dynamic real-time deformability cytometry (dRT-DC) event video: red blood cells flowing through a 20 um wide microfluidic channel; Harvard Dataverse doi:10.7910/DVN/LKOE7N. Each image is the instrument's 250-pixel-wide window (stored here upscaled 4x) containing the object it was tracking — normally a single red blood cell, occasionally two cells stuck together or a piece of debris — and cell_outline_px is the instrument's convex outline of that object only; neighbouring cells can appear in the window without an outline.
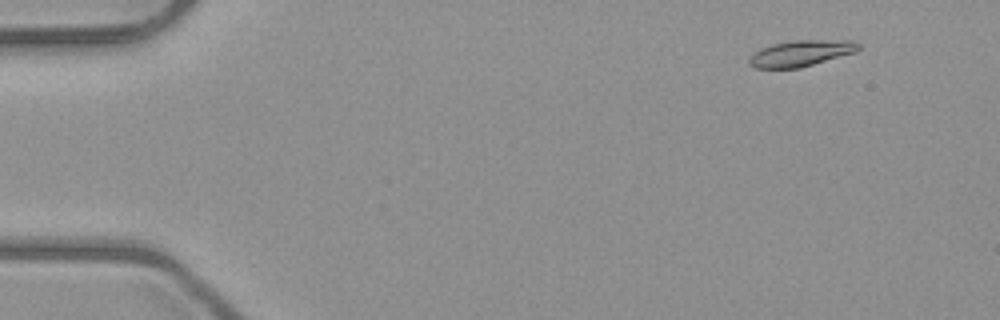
{"species": "common noctule bat (a hibernating species)", "species_latin": "Nyctalus noctula", "temperature_condition": "room temperature", "stored_images_in_passage": 6, "camera_frame_rate_fps": 3000, "um_per_image_px": 0.085, "animal": {"sex": "male", "body_mass_g": 23.1, "forearm_length_mm": 52.7}, "frame": {"image": 1, "passage_image": 2, "time_ms": 1.333, "image_size_px": [1000, 320], "cell_outline_px": [[860, 48], [856, 52], [800, 68], [756, 68], [748, 64], [748, 60], [760, 48], [772, 44], [796, 40], [856, 40], [860, 44]], "centroid_in_image_um": [68.12, 4.52], "position_along_channel_um": 16.9, "area_um2": 16.65}}
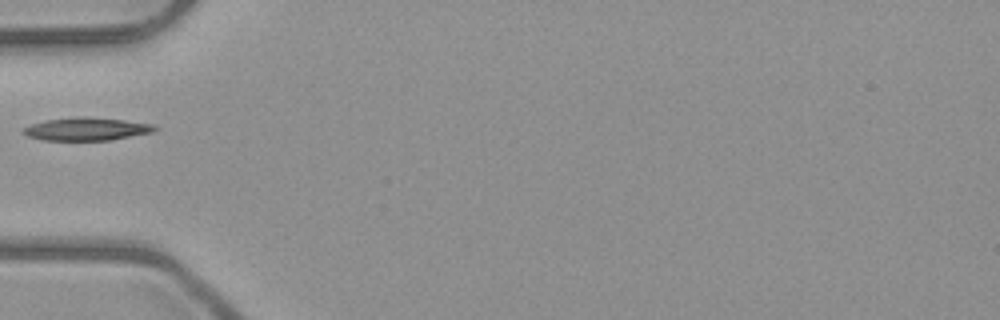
{"frame": {"image": 2, "passage_image": 5, "time_ms": 5.667, "image_size_px": [1000, 320], "cell_outline_px": [[160, 128], [152, 132], [108, 140], [44, 140], [28, 136], [20, 132], [24, 128], [32, 124], [44, 120], [76, 116], [84, 116], [124, 120], [156, 124]], "centroid_in_image_um": [7.37, 10.95], "position_along_channel_um": 77.6, "area_um2": 17.63}}
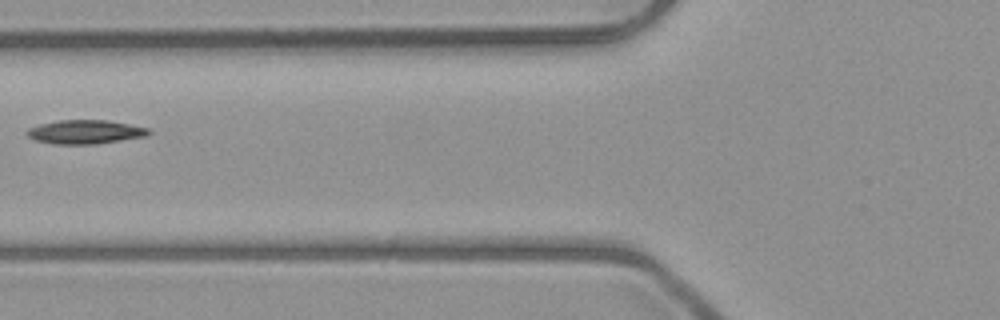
{"frame": {"image": 3, "passage_image": 6, "time_ms": 6.667, "image_size_px": [1000, 320], "cell_outline_px": [[152, 132], [148, 136], [96, 144], [52, 144], [36, 140], [28, 136], [24, 132], [28, 128], [40, 124], [56, 120], [108, 120], [148, 128]], "centroid_in_image_um": [7.23, 11.21], "position_along_channel_um": 118.6, "area_um2": 17.05}}